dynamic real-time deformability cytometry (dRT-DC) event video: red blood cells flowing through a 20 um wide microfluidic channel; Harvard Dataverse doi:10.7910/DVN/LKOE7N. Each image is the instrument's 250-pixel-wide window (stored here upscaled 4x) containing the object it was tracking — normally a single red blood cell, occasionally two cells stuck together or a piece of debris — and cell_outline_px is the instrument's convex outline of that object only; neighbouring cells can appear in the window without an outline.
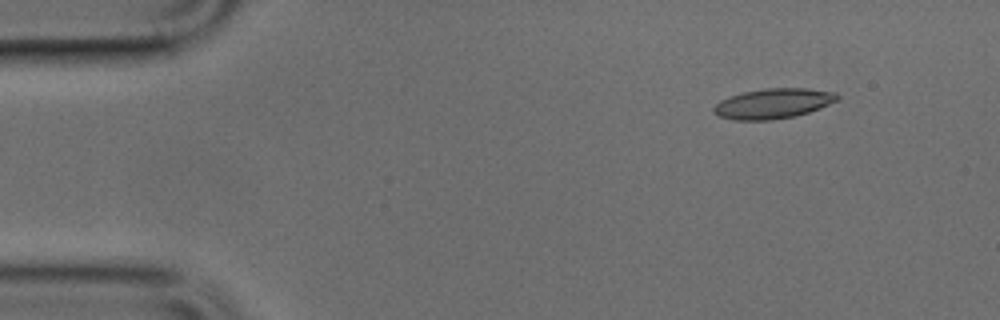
{"species": "common noctule bat (a hibernating species)", "species_latin": "Nyctalus noctula", "temperature_condition": "cold", "stored_images_in_passage": 38, "camera_frame_rate_fps": 3000, "um_per_image_px": 0.085, "animal": {"sex": "male", "body_mass_g": 17.9, "forearm_length_mm": 54.2}, "frame": {"image": 1, "passage_image": 1, "time_ms": 0.0, "image_size_px": [1000, 320], "cell_outline_px": [[840, 100], [820, 108], [796, 116], [772, 120], [736, 120], [720, 116], [712, 112], [712, 108], [720, 100], [728, 96], [744, 92], [764, 88], [808, 88], [836, 92], [840, 96]], "centroid_in_image_um": [65.75, 8.79], "position_along_channel_um": 19.3, "area_um2": 21.91}}
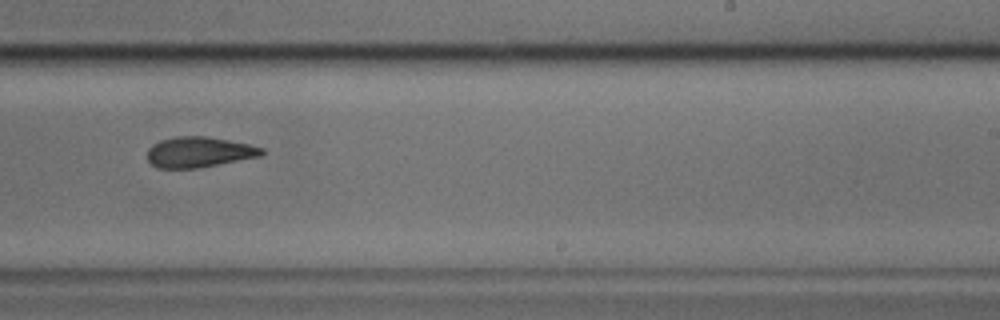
{"frame": {"image": 2, "passage_image": 26, "time_ms": 8.333, "image_size_px": [1000, 320], "cell_outline_px": [[264, 152], [260, 156], [196, 168], [156, 168], [148, 160], [148, 148], [152, 144], [160, 140], [176, 136], [204, 136], [228, 140], [248, 144], [264, 148]], "centroid_in_image_um": [16.88, 12.92], "position_along_channel_um": 272.1, "area_um2": 20.17}}
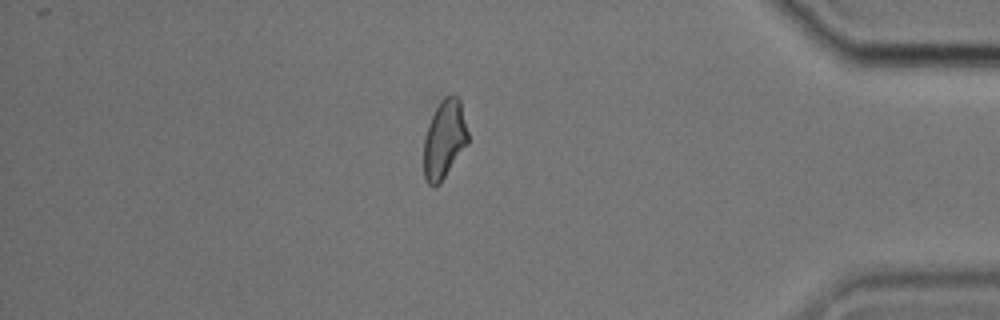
{"frame": {"image": 3, "passage_image": 38, "time_ms": 12.333, "image_size_px": [1000, 320], "cell_outline_px": [[468, 144], [440, 184], [436, 188], [432, 188], [424, 180], [424, 136], [428, 124], [440, 100], [444, 96], [456, 96], [460, 100], [468, 132]], "centroid_in_image_um": [37.76, 11.9], "position_along_channel_um": 397.4, "area_um2": 20.46}}